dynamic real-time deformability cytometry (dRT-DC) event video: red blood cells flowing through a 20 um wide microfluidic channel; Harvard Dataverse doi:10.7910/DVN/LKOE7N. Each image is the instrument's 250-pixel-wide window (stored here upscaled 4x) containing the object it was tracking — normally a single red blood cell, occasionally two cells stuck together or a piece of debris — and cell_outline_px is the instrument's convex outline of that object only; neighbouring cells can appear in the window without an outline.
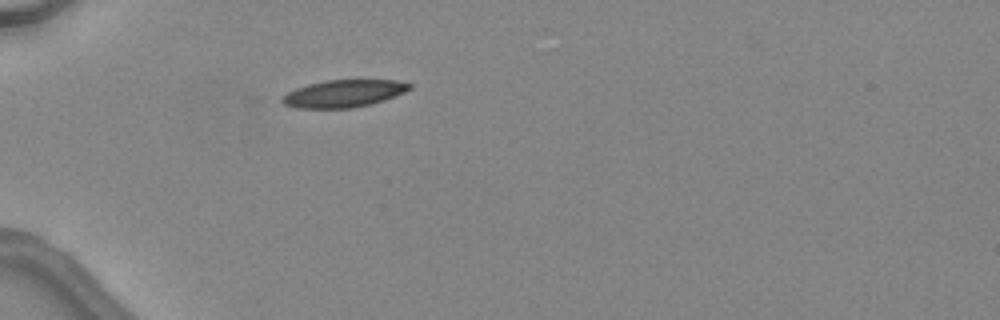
{"species": "common noctule bat (a hibernating species)", "species_latin": "Nyctalus noctula", "temperature_condition": "warm", "stored_images_in_passage": 1, "camera_frame_rate_fps": 3000, "um_per_image_px": 0.085, "animal": {"sex": "female", "body_mass_g": 24.6, "forearm_length_mm": 56.2}, "frame": {"image": 1, "passage_image": 1, "time_ms": 0.0, "image_size_px": [1000, 320], "cell_outline_px": [[412, 88], [404, 92], [384, 100], [352, 108], [296, 108], [284, 104], [280, 100], [280, 96], [296, 88], [308, 84], [324, 80], [396, 80], [412, 84]], "centroid_in_image_um": [29.18, 7.94], "position_along_channel_um": 55.8, "area_um2": 20.29}}